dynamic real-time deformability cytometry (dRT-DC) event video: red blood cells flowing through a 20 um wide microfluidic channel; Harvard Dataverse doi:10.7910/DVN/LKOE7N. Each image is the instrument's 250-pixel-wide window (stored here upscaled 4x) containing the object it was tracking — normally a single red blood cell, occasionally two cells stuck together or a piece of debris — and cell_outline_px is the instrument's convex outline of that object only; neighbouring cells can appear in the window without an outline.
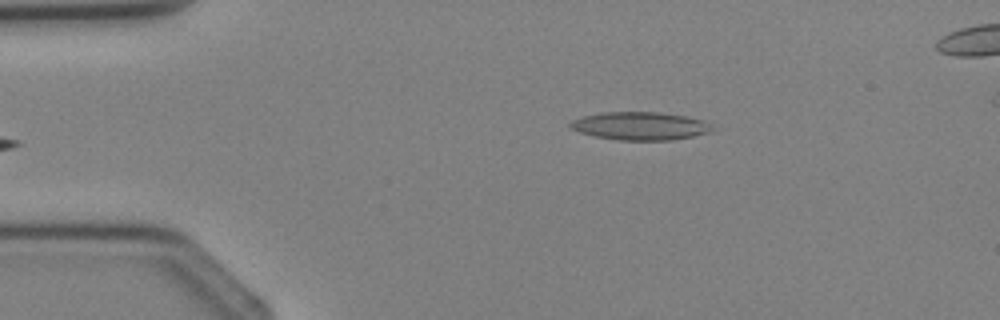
{"species": "Egyptian fruit bat (a non-hibernating species)", "species_latin": "Rousettus aegyptiacus", "temperature_condition": "cold", "stored_images_in_passage": 4, "camera_frame_rate_fps": 3000, "um_per_image_px": 0.085, "animal": {"sex": "female"}, "frame": {"image": 1, "passage_image": 4, "time_ms": 3.667, "image_size_px": [1000, 320], "cell_outline_px": [[712, 132], [672, 140], [620, 140], [596, 136], [580, 132], [568, 128], [568, 124], [572, 120], [584, 116], [604, 112], [656, 112], [688, 116], [700, 120], [708, 124], [712, 128]], "centroid_in_image_um": [54.38, 10.7], "position_along_channel_um": 30.6, "area_um2": 23.0}}